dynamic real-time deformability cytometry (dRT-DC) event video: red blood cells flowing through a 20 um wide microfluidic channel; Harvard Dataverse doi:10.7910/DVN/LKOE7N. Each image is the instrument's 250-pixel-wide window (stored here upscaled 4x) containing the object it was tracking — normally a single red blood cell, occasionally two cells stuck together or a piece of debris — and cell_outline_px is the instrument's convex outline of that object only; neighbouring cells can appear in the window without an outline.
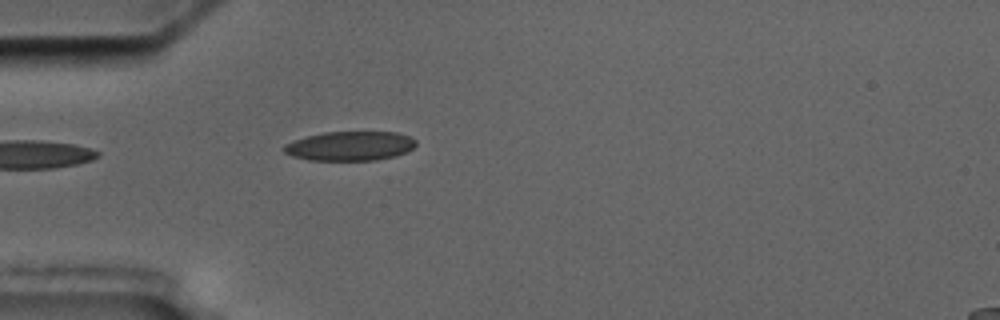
{"species": "common noctule bat (a hibernating species)", "species_latin": "Nyctalus noctula", "temperature_condition": "cold", "stored_images_in_passage": 4, "camera_frame_rate_fps": 3000, "um_per_image_px": 0.085, "animal": {"sex": "male", "body_mass_g": 17.5, "forearm_length_mm": 52.3}, "frame": {"image": 1, "passage_image": 4, "time_ms": 4.333, "image_size_px": [1000, 320], "cell_outline_px": [[416, 144], [412, 148], [396, 156], [376, 160], [308, 160], [292, 156], [284, 152], [280, 148], [284, 144], [308, 136], [324, 132], [396, 132], [412, 136], [416, 140]], "centroid_in_image_um": [29.75, 12.41], "position_along_channel_um": 55.3, "area_um2": 22.6}}